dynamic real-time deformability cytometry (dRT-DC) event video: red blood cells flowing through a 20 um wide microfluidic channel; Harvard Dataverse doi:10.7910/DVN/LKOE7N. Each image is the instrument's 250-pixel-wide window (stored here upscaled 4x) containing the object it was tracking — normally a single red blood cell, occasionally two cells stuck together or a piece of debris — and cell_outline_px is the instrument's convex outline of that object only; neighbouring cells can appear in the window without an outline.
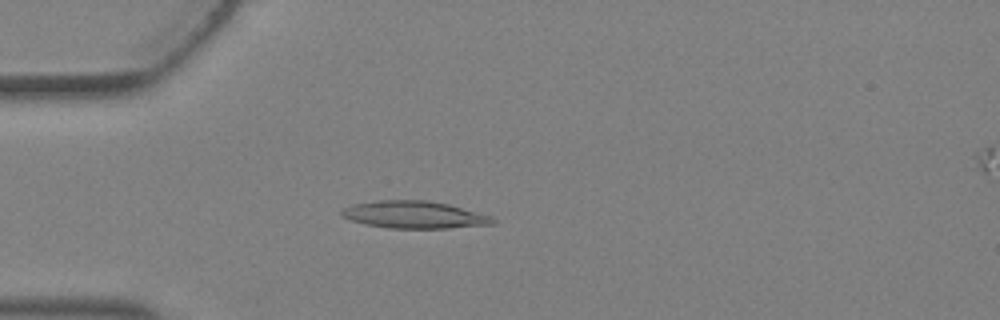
{"species": "Egyptian fruit bat (a non-hibernating species)", "species_latin": "Rousettus aegyptiacus", "temperature_condition": "warm", "stored_images_in_passage": 3, "camera_frame_rate_fps": 3000, "um_per_image_px": 0.085, "animal": {"sex": "female"}, "frame": {"image": 1, "passage_image": 2, "time_ms": 0.333, "image_size_px": [1000, 320], "cell_outline_px": [[496, 224], [448, 228], [388, 228], [364, 224], [340, 216], [340, 212], [344, 208], [352, 204], [376, 200], [428, 200], [448, 204], [492, 216], [496, 220]], "centroid_in_image_um": [35.21, 18.25], "position_along_channel_um": 49.8, "area_um2": 24.16}}